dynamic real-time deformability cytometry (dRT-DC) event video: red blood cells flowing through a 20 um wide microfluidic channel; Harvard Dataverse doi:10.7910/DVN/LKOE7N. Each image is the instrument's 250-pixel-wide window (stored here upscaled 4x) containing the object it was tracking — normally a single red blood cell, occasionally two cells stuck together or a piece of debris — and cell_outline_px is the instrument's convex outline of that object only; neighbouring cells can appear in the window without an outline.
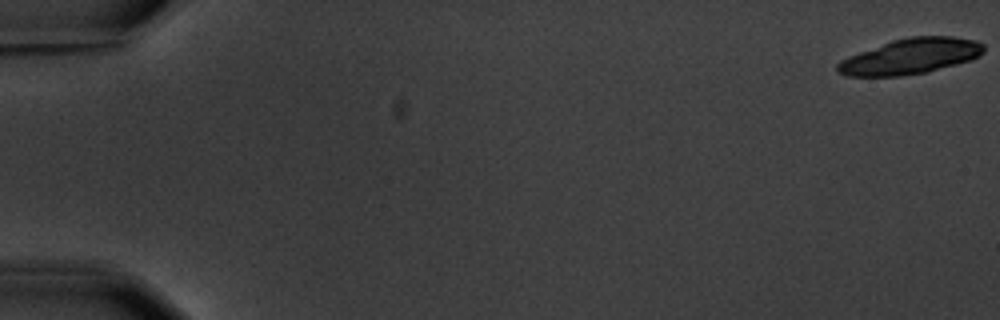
{"species": "common noctule bat (a hibernating species)", "species_latin": "Nyctalus noctula", "temperature_condition": "warm", "stored_images_in_passage": 7, "camera_frame_rate_fps": 3000, "um_per_image_px": 0.085, "animal": {"sex": "male", "body_mass_g": 20.1, "forearm_length_mm": 53.5}, "frame": {"image": 1, "passage_image": 1, "time_ms": 0.0, "image_size_px": [1000, 320], "cell_outline_px": [[984, 52], [972, 60], [928, 72], [900, 76], [848, 76], [840, 72], [836, 68], [836, 64], [840, 60], [848, 56], [892, 40], [908, 36], [952, 36], [976, 40], [984, 44]], "centroid_in_image_um": [77.42, 4.78], "position_along_channel_um": 7.6, "area_um2": 30.4}}
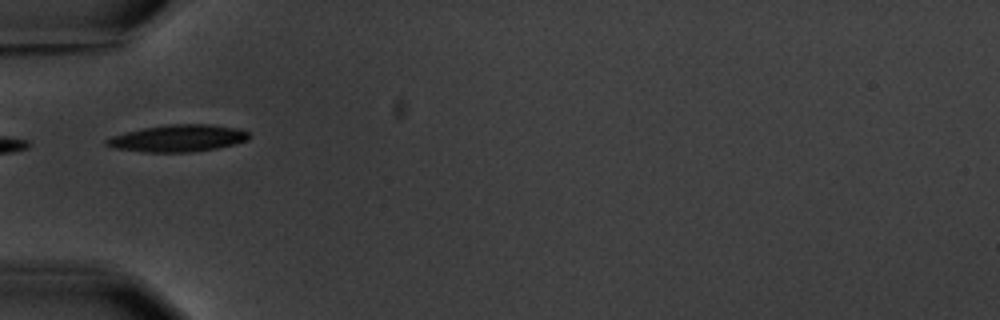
{"frame": {"image": 2, "passage_image": 6, "time_ms": 6.667, "image_size_px": [1000, 320], "cell_outline_px": [[252, 136], [248, 140], [236, 144], [216, 148], [192, 152], [144, 152], [112, 148], [104, 144], [104, 140], [112, 136], [124, 132], [144, 128], [168, 124], [212, 124], [240, 128], [248, 132]], "centroid_in_image_um": [15.15, 11.75], "position_along_channel_um": 69.9, "area_um2": 22.72}}